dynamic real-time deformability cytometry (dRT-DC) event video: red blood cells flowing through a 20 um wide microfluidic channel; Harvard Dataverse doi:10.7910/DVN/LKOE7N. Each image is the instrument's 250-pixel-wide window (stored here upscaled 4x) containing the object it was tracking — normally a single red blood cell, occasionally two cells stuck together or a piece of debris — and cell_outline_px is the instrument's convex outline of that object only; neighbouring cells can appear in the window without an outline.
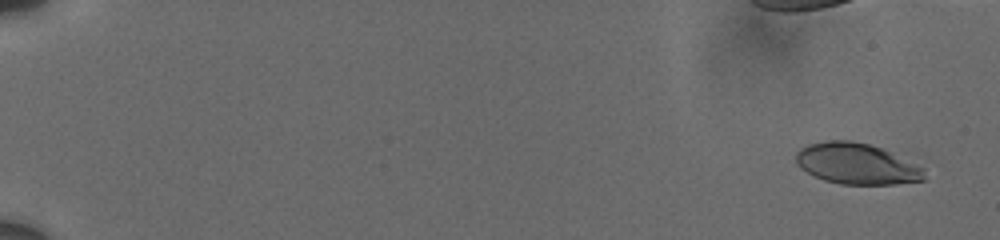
{"species": "human", "species_latin": "Homo sapiens", "temperature_condition": "cold", "stored_images_in_passage": 78, "camera_frame_rate_fps": 3000, "um_per_image_px": 0.085, "donor": {"sex": "male"}, "frame": {"image": 1, "passage_image": 3, "time_ms": 0.333, "image_size_px": [1000, 240], "cell_outline_px": [[924, 180], [892, 184], [840, 184], [824, 180], [800, 168], [796, 164], [796, 152], [800, 148], [808, 144], [828, 140], [852, 140], [868, 144], [880, 148], [916, 164], [924, 168]], "centroid_in_image_um": [72.77, 13.91], "position_along_channel_um": 12.2, "area_um2": 30.4}}
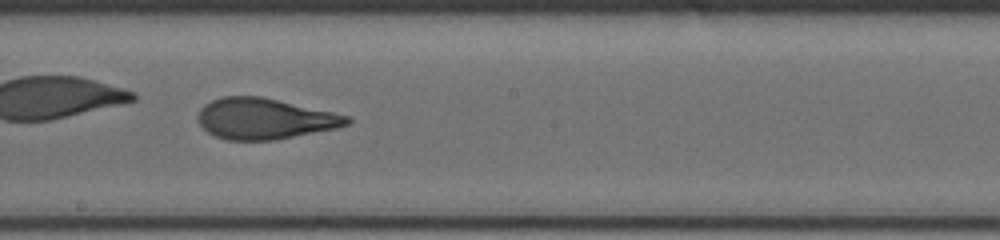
{"frame": {"image": 2, "passage_image": 49, "time_ms": 11.333, "image_size_px": [1000, 240], "cell_outline_px": [[352, 120], [348, 124], [336, 128], [276, 140], [228, 140], [216, 136], [208, 132], [196, 120], [196, 116], [200, 108], [204, 104], [212, 100], [224, 96], [260, 96], [352, 116]], "centroid_in_image_um": [22.48, 10.09], "position_along_channel_um": 225.7, "area_um2": 35.6}}
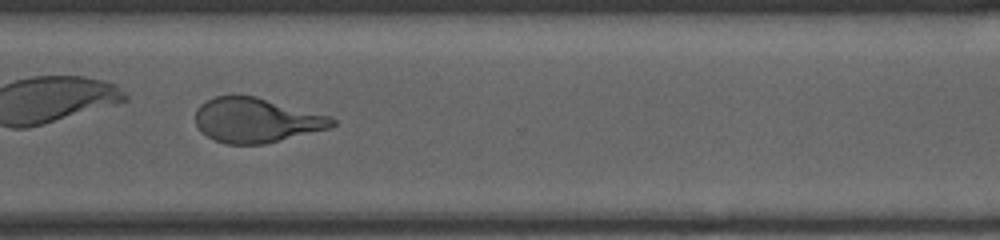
{"frame": {"image": 3, "passage_image": 66, "time_ms": 14.667, "image_size_px": [1000, 240], "cell_outline_px": [[336, 124], [328, 128], [264, 144], [228, 144], [216, 140], [200, 132], [196, 124], [196, 108], [200, 104], [216, 96], [256, 96], [332, 116], [336, 120]], "centroid_in_image_um": [21.78, 10.21], "position_along_channel_um": 348.8, "area_um2": 35.37}}